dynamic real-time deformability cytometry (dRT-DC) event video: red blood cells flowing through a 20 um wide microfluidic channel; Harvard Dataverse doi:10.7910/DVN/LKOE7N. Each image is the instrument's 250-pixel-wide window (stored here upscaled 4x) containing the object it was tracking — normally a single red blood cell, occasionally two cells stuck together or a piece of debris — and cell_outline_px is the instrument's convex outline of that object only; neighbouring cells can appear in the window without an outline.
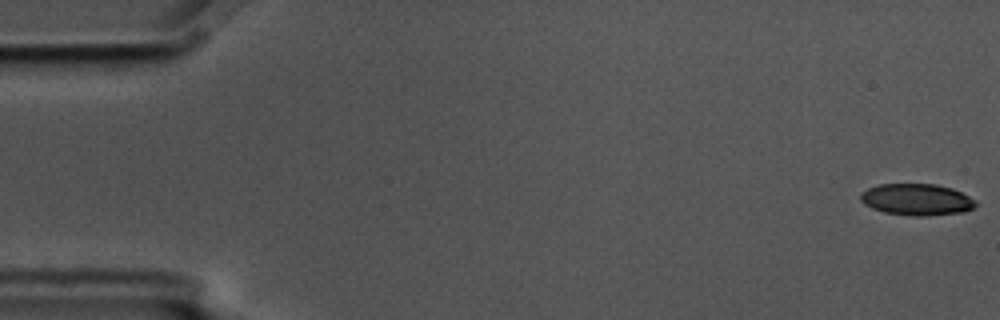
{"species": "common noctule bat (a hibernating species)", "species_latin": "Nyctalus noctula", "temperature_condition": "cold", "stored_images_in_passage": 5, "segment_of_instrument_passage": [2, 2], "camera_frame_rate_fps": 3000, "um_per_image_px": 0.085, "animal": {"sex": "male", "body_mass_g": 17.5, "forearm_length_mm": 52.3}, "frame": {"image": 1, "passage_image": 5, "time_ms": 1.333, "image_size_px": [1000, 320], "cell_outline_px": [[980, 204], [964, 212], [928, 216], [912, 216], [884, 212], [872, 208], [864, 204], [860, 200], [860, 192], [868, 188], [880, 184], [936, 184], [952, 188], [976, 200]], "centroid_in_image_um": [77.93, 16.96], "position_along_channel_um": 7.1, "area_um2": 21.39}}